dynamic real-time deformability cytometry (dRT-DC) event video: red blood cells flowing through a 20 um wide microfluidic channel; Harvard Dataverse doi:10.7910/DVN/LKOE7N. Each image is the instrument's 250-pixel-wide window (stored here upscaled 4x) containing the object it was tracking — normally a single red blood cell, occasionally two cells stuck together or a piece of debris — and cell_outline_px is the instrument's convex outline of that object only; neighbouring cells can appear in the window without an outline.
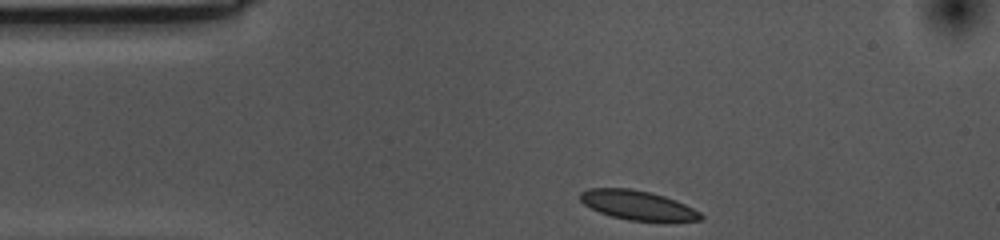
{"species": "common noctule bat (a hibernating species)", "species_latin": "Nyctalus noctula", "temperature_condition": "cold", "stored_images_in_passage": 34, "camera_frame_rate_fps": 3000, "um_per_image_px": 0.085, "animal": {"sex": "female", "body_mass_g": 10.0, "forearm_length_mm": 53.1}, "frame": {"image": 1, "passage_image": 1, "time_ms": 0.0, "image_size_px": [1000, 240], "cell_outline_px": [[704, 216], [700, 220], [668, 224], [628, 220], [612, 216], [600, 212], [584, 204], [580, 200], [580, 192], [588, 188], [628, 188], [652, 192], [676, 200], [700, 212]], "centroid_in_image_um": [54.28, 17.48], "position_along_channel_um": 30.7, "area_um2": 21.27}}
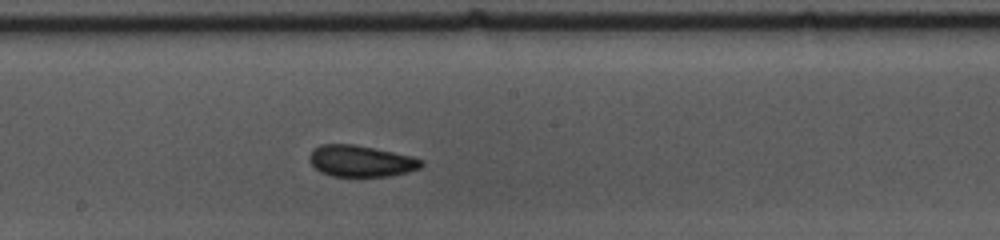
{"frame": {"image": 2, "passage_image": 20, "time_ms": 6.333, "image_size_px": [1000, 240], "cell_outline_px": [[424, 164], [420, 168], [408, 172], [388, 176], [332, 176], [320, 172], [308, 160], [308, 156], [312, 148], [320, 144], [356, 144], [376, 148], [412, 156], [424, 160]], "centroid_in_image_um": [30.67, 13.67], "position_along_channel_um": 217.5, "area_um2": 20.75}}
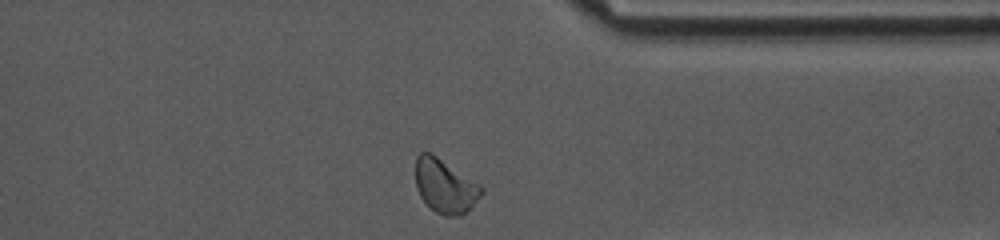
{"frame": {"image": 3, "passage_image": 34, "time_ms": 11.0, "image_size_px": [1000, 240], "cell_outline_px": [[484, 192], [460, 216], [444, 216], [436, 212], [420, 196], [416, 188], [416, 156], [420, 152], [432, 152], [480, 184], [484, 188]], "centroid_in_image_um": [37.82, 15.78], "position_along_channel_um": 373.6, "area_um2": 20.58}, "authors_computed_cell_mechanics": {"area_um2": 20.6924, "velocity_mm_per_s": 3.4996, "shape_relaxation_time_tau1_ms": 8.2122, "shape_relaxation_time_tau2_ms": 3.8063, "deformation_change_tau1": 0.1672, "deformation_change_tau2": 0.0757}}